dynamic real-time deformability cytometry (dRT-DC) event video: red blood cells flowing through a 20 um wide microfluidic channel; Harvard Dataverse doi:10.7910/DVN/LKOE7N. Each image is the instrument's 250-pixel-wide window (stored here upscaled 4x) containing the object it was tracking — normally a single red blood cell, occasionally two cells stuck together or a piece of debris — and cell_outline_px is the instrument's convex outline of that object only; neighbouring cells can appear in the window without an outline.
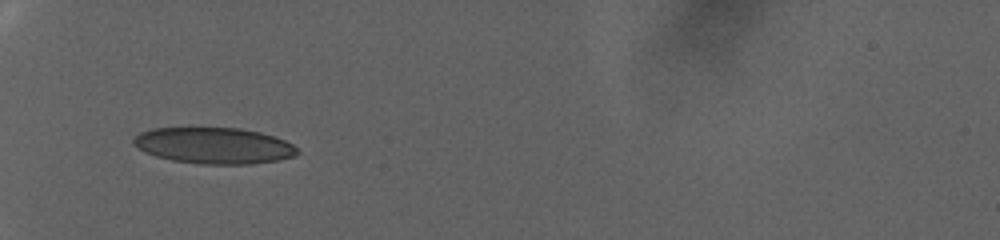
{"species": "human", "species_latin": "Homo sapiens", "temperature_condition": "warm", "stored_images_in_passage": 46, "camera_frame_rate_fps": 3000, "um_per_image_px": 0.085, "donor": {"sex": "female"}, "frame": {"image": 1, "passage_image": 1, "time_ms": 0.0, "image_size_px": [1000, 240], "cell_outline_px": [[300, 152], [296, 156], [276, 160], [248, 164], [200, 164], [172, 160], [156, 156], [132, 144], [132, 140], [140, 132], [152, 128], [240, 128], [260, 132], [284, 140], [292, 144]], "centroid_in_image_um": [18.19, 12.37], "position_along_channel_um": 66.8, "area_um2": 34.33}}
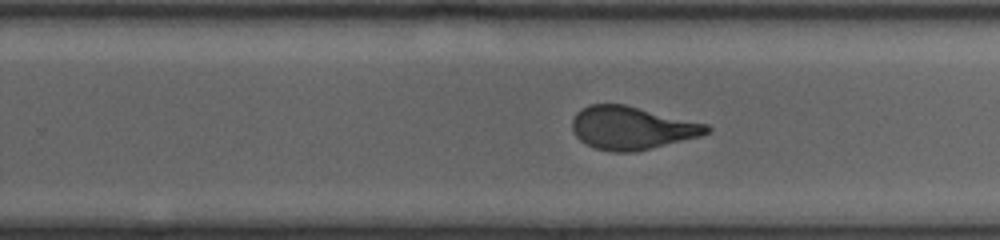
{"frame": {"image": 2, "passage_image": 24, "time_ms": 7.667, "image_size_px": [1000, 240], "cell_outline_px": [[712, 128], [708, 132], [700, 136], [636, 152], [612, 152], [596, 148], [580, 140], [572, 132], [572, 120], [576, 112], [588, 104], [624, 104], [708, 124]], "centroid_in_image_um": [53.69, 10.87], "position_along_channel_um": 276.1, "area_um2": 33.7}}
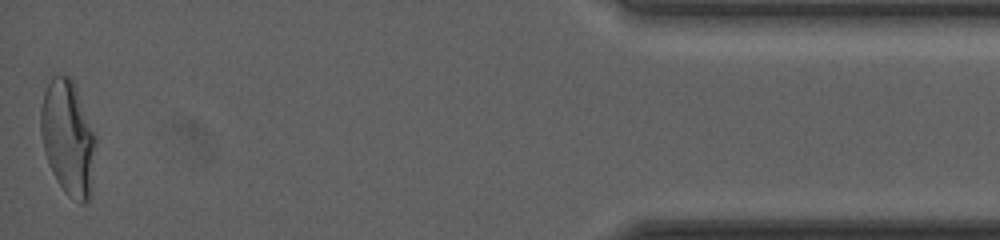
{"frame": {"image": 3, "passage_image": 46, "time_ms": 15.0, "image_size_px": [1000, 240], "cell_outline_px": [[96, 140], [88, 200], [84, 204], [80, 204], [68, 196], [64, 192], [56, 180], [48, 164], [44, 152], [40, 132], [40, 108], [44, 92], [52, 76], [68, 76], [72, 80], [96, 136]], "centroid_in_image_um": [5.74, 11.73], "position_along_channel_um": 429.5, "area_um2": 36.36}}